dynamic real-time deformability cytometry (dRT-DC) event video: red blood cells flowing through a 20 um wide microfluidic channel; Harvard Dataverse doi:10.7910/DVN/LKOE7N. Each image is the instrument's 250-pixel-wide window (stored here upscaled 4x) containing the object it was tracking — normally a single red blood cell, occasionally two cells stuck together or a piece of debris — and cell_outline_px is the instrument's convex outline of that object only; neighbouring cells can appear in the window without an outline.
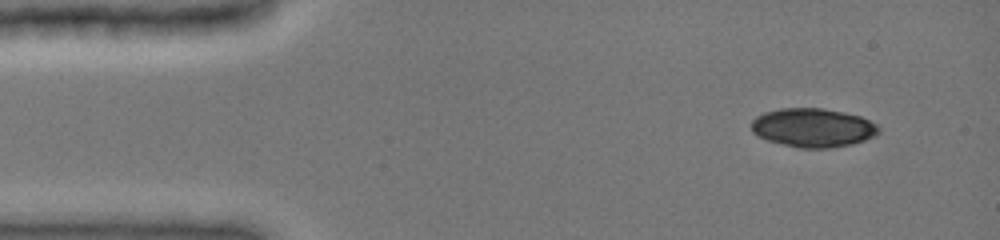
{"species": "common noctule bat (a hibernating species)", "species_latin": "Nyctalus noctula", "temperature_condition": "cold", "stored_images_in_passage": 62, "camera_frame_rate_fps": 3000, "um_per_image_px": 0.085, "animal": {"sex": "female", "body_mass_g": 19.0, "forearm_length_mm": 51.5}, "frame": {"image": 1, "passage_image": 1, "time_ms": 0.0, "image_size_px": [1000, 240], "cell_outline_px": [[880, 132], [876, 136], [852, 144], [832, 148], [800, 148], [768, 140], [752, 132], [752, 120], [756, 116], [764, 112], [780, 108], [820, 108], [844, 112], [860, 116], [876, 124], [880, 128]], "centroid_in_image_um": [69.13, 10.85], "position_along_channel_um": 15.9, "area_um2": 28.78}}
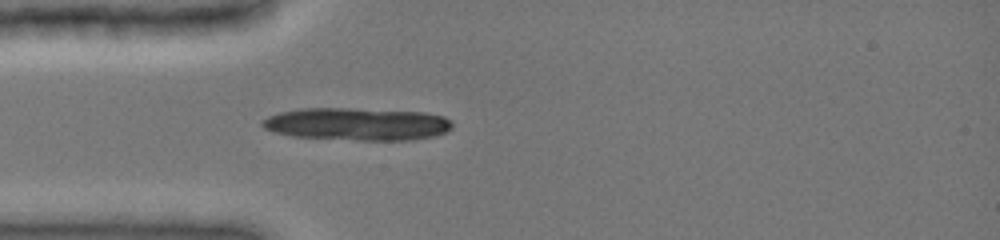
{"frame": {"image": 2, "passage_image": 14, "time_ms": 3.0, "image_size_px": [1000, 240], "cell_outline_px": [[452, 128], [448, 132], [436, 136], [412, 140], [356, 140], [292, 136], [276, 132], [264, 128], [260, 124], [260, 120], [268, 116], [280, 112], [300, 108], [348, 108], [424, 112], [444, 116], [452, 120]], "centroid_in_image_um": [30.38, 10.54], "position_along_channel_um": 54.6, "area_um2": 36.41}}